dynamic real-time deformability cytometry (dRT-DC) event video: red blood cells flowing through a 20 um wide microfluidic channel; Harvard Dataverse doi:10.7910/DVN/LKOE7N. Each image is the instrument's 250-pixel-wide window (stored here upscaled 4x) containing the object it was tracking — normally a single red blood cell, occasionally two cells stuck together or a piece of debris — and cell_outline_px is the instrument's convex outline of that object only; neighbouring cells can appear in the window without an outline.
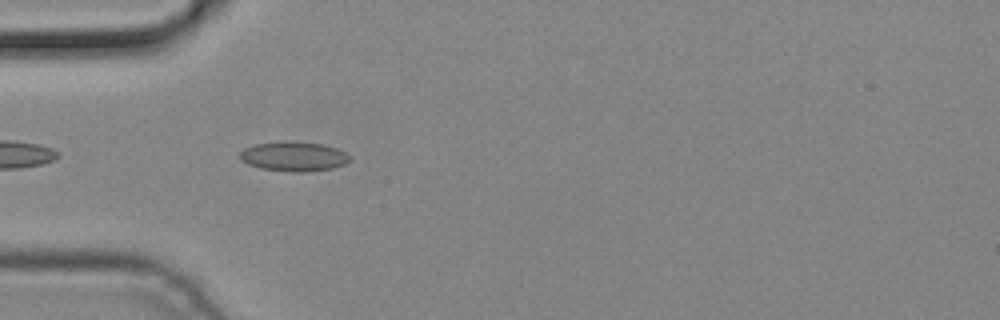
{"species": "common noctule bat (a hibernating species)", "species_latin": "Nyctalus noctula", "temperature_condition": "cold", "stored_images_in_passage": 1, "camera_frame_rate_fps": 3000, "um_per_image_px": 0.085, "animal": {"sex": "male", "body_mass_g": 19.2, "forearm_length_mm": 51.8}, "frame": {"image": 1, "passage_image": 1, "time_ms": 0.0, "image_size_px": [1000, 320], "cell_outline_px": [[348, 160], [344, 164], [332, 168], [304, 172], [292, 172], [260, 168], [248, 164], [240, 160], [240, 152], [244, 148], [256, 144], [324, 144], [336, 148], [344, 152], [348, 156]], "centroid_in_image_um": [24.94, 13.35], "position_along_channel_um": 60.1, "area_um2": 17.92}}